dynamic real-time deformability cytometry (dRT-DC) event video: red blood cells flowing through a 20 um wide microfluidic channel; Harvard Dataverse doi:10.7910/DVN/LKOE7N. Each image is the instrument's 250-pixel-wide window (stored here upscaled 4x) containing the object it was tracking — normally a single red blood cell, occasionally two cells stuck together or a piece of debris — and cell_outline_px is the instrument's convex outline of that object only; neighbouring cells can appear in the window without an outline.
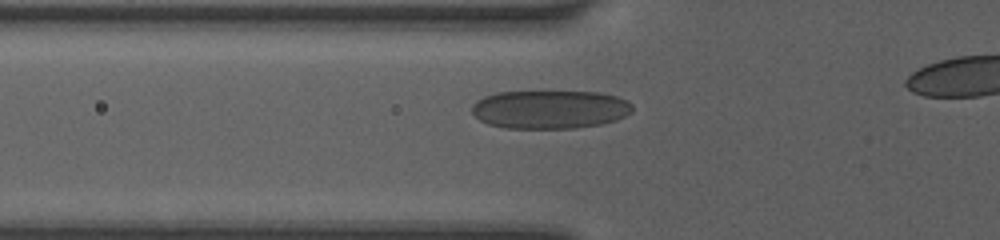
{"species": "human", "species_latin": "Homo sapiens", "temperature_condition": "room temperature", "stored_images_in_passage": 15, "camera_frame_rate_fps": 3000, "um_per_image_px": 0.085, "donor": {"sex": "female"}, "frame": {"image": 1, "passage_image": 9, "time_ms": 3.333, "image_size_px": [1000, 240], "cell_outline_px": [[632, 112], [616, 120], [600, 124], [576, 128], [504, 128], [488, 124], [480, 120], [472, 112], [472, 104], [476, 100], [484, 96], [496, 92], [600, 92], [616, 96], [628, 100], [632, 104]], "centroid_in_image_um": [46.74, 9.3], "position_along_channel_um": 79.1, "area_um2": 36.07}}
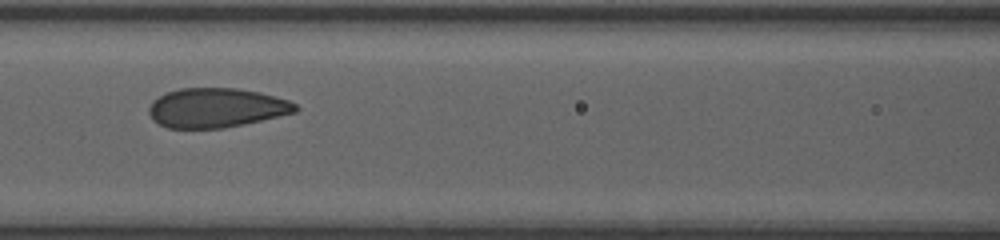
{"frame": {"image": 2, "passage_image": 13, "time_ms": 5.0, "image_size_px": [1000, 240], "cell_outline_px": [[300, 108], [296, 112], [244, 124], [224, 128], [168, 128], [152, 120], [148, 112], [148, 108], [152, 100], [168, 92], [180, 88], [236, 88], [260, 92], [288, 100], [296, 104]], "centroid_in_image_um": [18.38, 9.16], "position_along_channel_um": 148.2, "area_um2": 33.7}}